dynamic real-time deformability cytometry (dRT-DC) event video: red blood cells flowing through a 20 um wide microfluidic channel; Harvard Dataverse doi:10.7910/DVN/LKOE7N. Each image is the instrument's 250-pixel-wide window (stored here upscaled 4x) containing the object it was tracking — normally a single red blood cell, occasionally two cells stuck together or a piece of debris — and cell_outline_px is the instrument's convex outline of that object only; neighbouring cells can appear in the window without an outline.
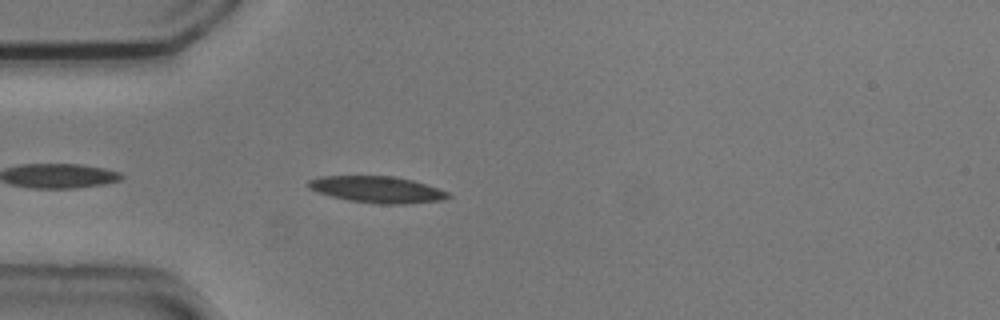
{"species": "common noctule bat (a hibernating species)", "species_latin": "Nyctalus noctula", "temperature_condition": "cold", "stored_images_in_passage": 8, "camera_frame_rate_fps": 3000, "um_per_image_px": 0.085, "animal": {"sex": "male", "body_mass_g": 20.5, "forearm_length_mm": 52.5}, "frame": {"image": 1, "passage_image": 4, "time_ms": 1.0, "image_size_px": [1000, 320], "cell_outline_px": [[452, 196], [444, 200], [404, 204], [380, 204], [348, 200], [332, 196], [308, 188], [308, 180], [320, 176], [392, 176], [412, 180], [448, 192]], "centroid_in_image_um": [32.07, 16.11], "position_along_channel_um": 52.9, "area_um2": 21.39}}